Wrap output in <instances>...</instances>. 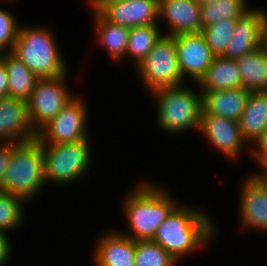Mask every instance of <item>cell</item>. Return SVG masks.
<instances>
[{
    "label": "cell",
    "mask_w": 267,
    "mask_h": 266,
    "mask_svg": "<svg viewBox=\"0 0 267 266\" xmlns=\"http://www.w3.org/2000/svg\"><path fill=\"white\" fill-rule=\"evenodd\" d=\"M200 91H217L242 88L236 60L215 56L204 76L198 82Z\"/></svg>",
    "instance_id": "19"
},
{
    "label": "cell",
    "mask_w": 267,
    "mask_h": 266,
    "mask_svg": "<svg viewBox=\"0 0 267 266\" xmlns=\"http://www.w3.org/2000/svg\"><path fill=\"white\" fill-rule=\"evenodd\" d=\"M4 51H1L0 50V62H1V59H2V55H3Z\"/></svg>",
    "instance_id": "38"
},
{
    "label": "cell",
    "mask_w": 267,
    "mask_h": 266,
    "mask_svg": "<svg viewBox=\"0 0 267 266\" xmlns=\"http://www.w3.org/2000/svg\"><path fill=\"white\" fill-rule=\"evenodd\" d=\"M263 170L267 174V166Z\"/></svg>",
    "instance_id": "39"
},
{
    "label": "cell",
    "mask_w": 267,
    "mask_h": 266,
    "mask_svg": "<svg viewBox=\"0 0 267 266\" xmlns=\"http://www.w3.org/2000/svg\"><path fill=\"white\" fill-rule=\"evenodd\" d=\"M201 4L203 3H208V2H212V1H215V0H198Z\"/></svg>",
    "instance_id": "37"
},
{
    "label": "cell",
    "mask_w": 267,
    "mask_h": 266,
    "mask_svg": "<svg viewBox=\"0 0 267 266\" xmlns=\"http://www.w3.org/2000/svg\"><path fill=\"white\" fill-rule=\"evenodd\" d=\"M91 7H93V11H98L102 6L107 4L108 2L115 1V0H89Z\"/></svg>",
    "instance_id": "35"
},
{
    "label": "cell",
    "mask_w": 267,
    "mask_h": 266,
    "mask_svg": "<svg viewBox=\"0 0 267 266\" xmlns=\"http://www.w3.org/2000/svg\"><path fill=\"white\" fill-rule=\"evenodd\" d=\"M159 18H165L169 33H199L202 30L201 3L198 0H159Z\"/></svg>",
    "instance_id": "15"
},
{
    "label": "cell",
    "mask_w": 267,
    "mask_h": 266,
    "mask_svg": "<svg viewBox=\"0 0 267 266\" xmlns=\"http://www.w3.org/2000/svg\"><path fill=\"white\" fill-rule=\"evenodd\" d=\"M67 74L39 78L36 82L27 100L30 124L36 133L75 97L71 95V91L64 82Z\"/></svg>",
    "instance_id": "8"
},
{
    "label": "cell",
    "mask_w": 267,
    "mask_h": 266,
    "mask_svg": "<svg viewBox=\"0 0 267 266\" xmlns=\"http://www.w3.org/2000/svg\"><path fill=\"white\" fill-rule=\"evenodd\" d=\"M27 201L10 193H0V230L7 232L20 226L24 220L22 203Z\"/></svg>",
    "instance_id": "28"
},
{
    "label": "cell",
    "mask_w": 267,
    "mask_h": 266,
    "mask_svg": "<svg viewBox=\"0 0 267 266\" xmlns=\"http://www.w3.org/2000/svg\"><path fill=\"white\" fill-rule=\"evenodd\" d=\"M239 127L248 142H254L267 129V91L249 93Z\"/></svg>",
    "instance_id": "20"
},
{
    "label": "cell",
    "mask_w": 267,
    "mask_h": 266,
    "mask_svg": "<svg viewBox=\"0 0 267 266\" xmlns=\"http://www.w3.org/2000/svg\"><path fill=\"white\" fill-rule=\"evenodd\" d=\"M98 12L108 21L128 28L157 24L159 0H115Z\"/></svg>",
    "instance_id": "11"
},
{
    "label": "cell",
    "mask_w": 267,
    "mask_h": 266,
    "mask_svg": "<svg viewBox=\"0 0 267 266\" xmlns=\"http://www.w3.org/2000/svg\"><path fill=\"white\" fill-rule=\"evenodd\" d=\"M136 69L151 93L157 89L183 84L175 36L163 34Z\"/></svg>",
    "instance_id": "7"
},
{
    "label": "cell",
    "mask_w": 267,
    "mask_h": 266,
    "mask_svg": "<svg viewBox=\"0 0 267 266\" xmlns=\"http://www.w3.org/2000/svg\"><path fill=\"white\" fill-rule=\"evenodd\" d=\"M89 141L42 144L46 182L66 185L87 174L92 163Z\"/></svg>",
    "instance_id": "6"
},
{
    "label": "cell",
    "mask_w": 267,
    "mask_h": 266,
    "mask_svg": "<svg viewBox=\"0 0 267 266\" xmlns=\"http://www.w3.org/2000/svg\"><path fill=\"white\" fill-rule=\"evenodd\" d=\"M260 174H252L251 177L263 188L267 195V174L265 172H260Z\"/></svg>",
    "instance_id": "34"
},
{
    "label": "cell",
    "mask_w": 267,
    "mask_h": 266,
    "mask_svg": "<svg viewBox=\"0 0 267 266\" xmlns=\"http://www.w3.org/2000/svg\"><path fill=\"white\" fill-rule=\"evenodd\" d=\"M37 137L30 124L27 101L20 98H0V141L22 143Z\"/></svg>",
    "instance_id": "12"
},
{
    "label": "cell",
    "mask_w": 267,
    "mask_h": 266,
    "mask_svg": "<svg viewBox=\"0 0 267 266\" xmlns=\"http://www.w3.org/2000/svg\"><path fill=\"white\" fill-rule=\"evenodd\" d=\"M18 143L0 142V193L3 192V179L11 152Z\"/></svg>",
    "instance_id": "31"
},
{
    "label": "cell",
    "mask_w": 267,
    "mask_h": 266,
    "mask_svg": "<svg viewBox=\"0 0 267 266\" xmlns=\"http://www.w3.org/2000/svg\"><path fill=\"white\" fill-rule=\"evenodd\" d=\"M248 177L240 194L241 227L267 231V195L251 175Z\"/></svg>",
    "instance_id": "17"
},
{
    "label": "cell",
    "mask_w": 267,
    "mask_h": 266,
    "mask_svg": "<svg viewBox=\"0 0 267 266\" xmlns=\"http://www.w3.org/2000/svg\"><path fill=\"white\" fill-rule=\"evenodd\" d=\"M237 19L221 20L200 31L214 56H222L232 40Z\"/></svg>",
    "instance_id": "26"
},
{
    "label": "cell",
    "mask_w": 267,
    "mask_h": 266,
    "mask_svg": "<svg viewBox=\"0 0 267 266\" xmlns=\"http://www.w3.org/2000/svg\"><path fill=\"white\" fill-rule=\"evenodd\" d=\"M199 131L225 157L237 158L244 149L245 140L242 137L239 122L235 120L215 115H201Z\"/></svg>",
    "instance_id": "13"
},
{
    "label": "cell",
    "mask_w": 267,
    "mask_h": 266,
    "mask_svg": "<svg viewBox=\"0 0 267 266\" xmlns=\"http://www.w3.org/2000/svg\"><path fill=\"white\" fill-rule=\"evenodd\" d=\"M247 0H215L201 4L202 27L210 26L221 20L239 19L248 9Z\"/></svg>",
    "instance_id": "25"
},
{
    "label": "cell",
    "mask_w": 267,
    "mask_h": 266,
    "mask_svg": "<svg viewBox=\"0 0 267 266\" xmlns=\"http://www.w3.org/2000/svg\"><path fill=\"white\" fill-rule=\"evenodd\" d=\"M7 9L0 8V50L12 52L17 39L19 24ZM9 49V50H8Z\"/></svg>",
    "instance_id": "29"
},
{
    "label": "cell",
    "mask_w": 267,
    "mask_h": 266,
    "mask_svg": "<svg viewBox=\"0 0 267 266\" xmlns=\"http://www.w3.org/2000/svg\"><path fill=\"white\" fill-rule=\"evenodd\" d=\"M20 26L11 52L13 55L38 78L58 77L68 72L50 30L44 27Z\"/></svg>",
    "instance_id": "3"
},
{
    "label": "cell",
    "mask_w": 267,
    "mask_h": 266,
    "mask_svg": "<svg viewBox=\"0 0 267 266\" xmlns=\"http://www.w3.org/2000/svg\"><path fill=\"white\" fill-rule=\"evenodd\" d=\"M199 92L202 94L201 115H215L237 122L243 114L250 93L244 88Z\"/></svg>",
    "instance_id": "18"
},
{
    "label": "cell",
    "mask_w": 267,
    "mask_h": 266,
    "mask_svg": "<svg viewBox=\"0 0 267 266\" xmlns=\"http://www.w3.org/2000/svg\"><path fill=\"white\" fill-rule=\"evenodd\" d=\"M86 103L75 96L53 119L38 132L42 144H59L88 139Z\"/></svg>",
    "instance_id": "9"
},
{
    "label": "cell",
    "mask_w": 267,
    "mask_h": 266,
    "mask_svg": "<svg viewBox=\"0 0 267 266\" xmlns=\"http://www.w3.org/2000/svg\"><path fill=\"white\" fill-rule=\"evenodd\" d=\"M95 14V30L98 44L104 46L114 61L123 60L126 56L130 28L106 20L98 11Z\"/></svg>",
    "instance_id": "22"
},
{
    "label": "cell",
    "mask_w": 267,
    "mask_h": 266,
    "mask_svg": "<svg viewBox=\"0 0 267 266\" xmlns=\"http://www.w3.org/2000/svg\"><path fill=\"white\" fill-rule=\"evenodd\" d=\"M95 245V266H135V241L127 235L109 232Z\"/></svg>",
    "instance_id": "16"
},
{
    "label": "cell",
    "mask_w": 267,
    "mask_h": 266,
    "mask_svg": "<svg viewBox=\"0 0 267 266\" xmlns=\"http://www.w3.org/2000/svg\"><path fill=\"white\" fill-rule=\"evenodd\" d=\"M160 31L158 24L140 25L130 28L126 56L133 57L136 67L144 60L155 43L163 35Z\"/></svg>",
    "instance_id": "24"
},
{
    "label": "cell",
    "mask_w": 267,
    "mask_h": 266,
    "mask_svg": "<svg viewBox=\"0 0 267 266\" xmlns=\"http://www.w3.org/2000/svg\"><path fill=\"white\" fill-rule=\"evenodd\" d=\"M8 73L4 63L0 62V98L9 97L8 92Z\"/></svg>",
    "instance_id": "33"
},
{
    "label": "cell",
    "mask_w": 267,
    "mask_h": 266,
    "mask_svg": "<svg viewBox=\"0 0 267 266\" xmlns=\"http://www.w3.org/2000/svg\"><path fill=\"white\" fill-rule=\"evenodd\" d=\"M264 45L261 9H251L237 19L232 40L222 57L236 60Z\"/></svg>",
    "instance_id": "14"
},
{
    "label": "cell",
    "mask_w": 267,
    "mask_h": 266,
    "mask_svg": "<svg viewBox=\"0 0 267 266\" xmlns=\"http://www.w3.org/2000/svg\"><path fill=\"white\" fill-rule=\"evenodd\" d=\"M5 53L2 55L1 61L8 73L9 97L27 101L39 78L11 52Z\"/></svg>",
    "instance_id": "23"
},
{
    "label": "cell",
    "mask_w": 267,
    "mask_h": 266,
    "mask_svg": "<svg viewBox=\"0 0 267 266\" xmlns=\"http://www.w3.org/2000/svg\"><path fill=\"white\" fill-rule=\"evenodd\" d=\"M141 182L131 190L124 202L125 217L134 241L152 240L157 228L178 205L170 193L152 183Z\"/></svg>",
    "instance_id": "2"
},
{
    "label": "cell",
    "mask_w": 267,
    "mask_h": 266,
    "mask_svg": "<svg viewBox=\"0 0 267 266\" xmlns=\"http://www.w3.org/2000/svg\"><path fill=\"white\" fill-rule=\"evenodd\" d=\"M213 221L199 208L177 205L157 228L152 239L177 262L215 236Z\"/></svg>",
    "instance_id": "1"
},
{
    "label": "cell",
    "mask_w": 267,
    "mask_h": 266,
    "mask_svg": "<svg viewBox=\"0 0 267 266\" xmlns=\"http://www.w3.org/2000/svg\"><path fill=\"white\" fill-rule=\"evenodd\" d=\"M261 13L263 16V41L267 46V13L261 9Z\"/></svg>",
    "instance_id": "36"
},
{
    "label": "cell",
    "mask_w": 267,
    "mask_h": 266,
    "mask_svg": "<svg viewBox=\"0 0 267 266\" xmlns=\"http://www.w3.org/2000/svg\"><path fill=\"white\" fill-rule=\"evenodd\" d=\"M11 243L4 231L0 230V266H5V263L11 257Z\"/></svg>",
    "instance_id": "32"
},
{
    "label": "cell",
    "mask_w": 267,
    "mask_h": 266,
    "mask_svg": "<svg viewBox=\"0 0 267 266\" xmlns=\"http://www.w3.org/2000/svg\"><path fill=\"white\" fill-rule=\"evenodd\" d=\"M178 65L183 80L186 75L196 84L206 73L214 59L201 32L175 35Z\"/></svg>",
    "instance_id": "10"
},
{
    "label": "cell",
    "mask_w": 267,
    "mask_h": 266,
    "mask_svg": "<svg viewBox=\"0 0 267 266\" xmlns=\"http://www.w3.org/2000/svg\"><path fill=\"white\" fill-rule=\"evenodd\" d=\"M252 146L249 153L251 152V157H254L263 170L267 166V129L252 143Z\"/></svg>",
    "instance_id": "30"
},
{
    "label": "cell",
    "mask_w": 267,
    "mask_h": 266,
    "mask_svg": "<svg viewBox=\"0 0 267 266\" xmlns=\"http://www.w3.org/2000/svg\"><path fill=\"white\" fill-rule=\"evenodd\" d=\"M242 88L249 92L267 91V46L257 48L236 59Z\"/></svg>",
    "instance_id": "21"
},
{
    "label": "cell",
    "mask_w": 267,
    "mask_h": 266,
    "mask_svg": "<svg viewBox=\"0 0 267 266\" xmlns=\"http://www.w3.org/2000/svg\"><path fill=\"white\" fill-rule=\"evenodd\" d=\"M135 266H175L178 262L152 240L135 241Z\"/></svg>",
    "instance_id": "27"
},
{
    "label": "cell",
    "mask_w": 267,
    "mask_h": 266,
    "mask_svg": "<svg viewBox=\"0 0 267 266\" xmlns=\"http://www.w3.org/2000/svg\"><path fill=\"white\" fill-rule=\"evenodd\" d=\"M157 99V125L165 132L178 133L199 129L202 94L183 85L157 89L150 93Z\"/></svg>",
    "instance_id": "5"
},
{
    "label": "cell",
    "mask_w": 267,
    "mask_h": 266,
    "mask_svg": "<svg viewBox=\"0 0 267 266\" xmlns=\"http://www.w3.org/2000/svg\"><path fill=\"white\" fill-rule=\"evenodd\" d=\"M46 184L42 143L37 138L18 143L5 171L3 192L29 201Z\"/></svg>",
    "instance_id": "4"
}]
</instances>
